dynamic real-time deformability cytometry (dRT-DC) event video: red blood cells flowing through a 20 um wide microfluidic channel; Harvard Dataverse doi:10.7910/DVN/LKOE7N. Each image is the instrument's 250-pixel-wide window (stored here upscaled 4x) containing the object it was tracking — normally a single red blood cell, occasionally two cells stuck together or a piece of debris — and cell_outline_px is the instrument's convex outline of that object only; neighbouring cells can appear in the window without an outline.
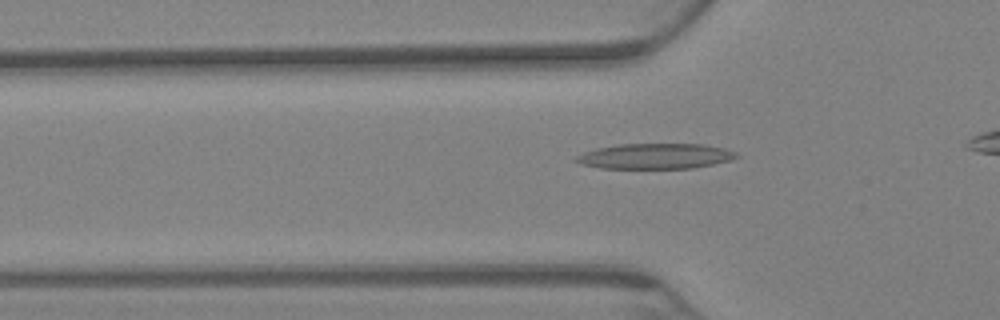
{"species": "Egyptian fruit bat (a non-hibernating species)", "species_latin": "Rousettus aegyptiacus", "temperature_condition": "warm", "stored_images_in_passage": 49, "camera_frame_rate_fps": 3000, "um_per_image_px": 0.085, "animal": {"sex": "female"}, "frame": {"image": 1, "passage_image": 12, "time_ms": 3.667, "image_size_px": [1000, 320], "cell_outline_px": [[740, 156], [732, 160], [692, 168], [600, 168], [580, 164], [572, 160], [576, 156], [584, 152], [596, 148], [620, 144], [704, 144], [724, 148], [736, 152]], "centroid_in_image_um": [55.68, 13.27], "position_along_channel_um": 70.1, "area_um2": 23.81}}
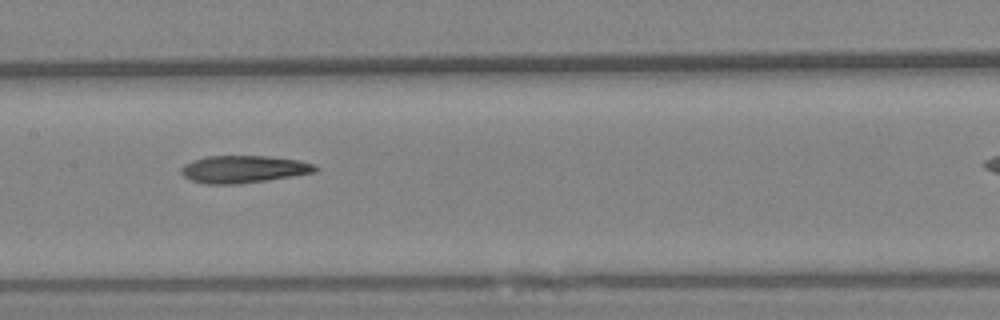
{"frame": {"image": 2, "passage_image": 24, "time_ms": 7.667, "image_size_px": [1000, 320], "cell_outline_px": [[320, 168], [316, 172], [292, 176], [236, 184], [208, 184], [192, 180], [184, 176], [180, 172], [180, 168], [184, 164], [192, 160], [208, 156], [268, 156], [296, 160], [316, 164]], "centroid_in_image_um": [20.7, 14.37], "position_along_channel_um": 186.7, "area_um2": 21.27}}
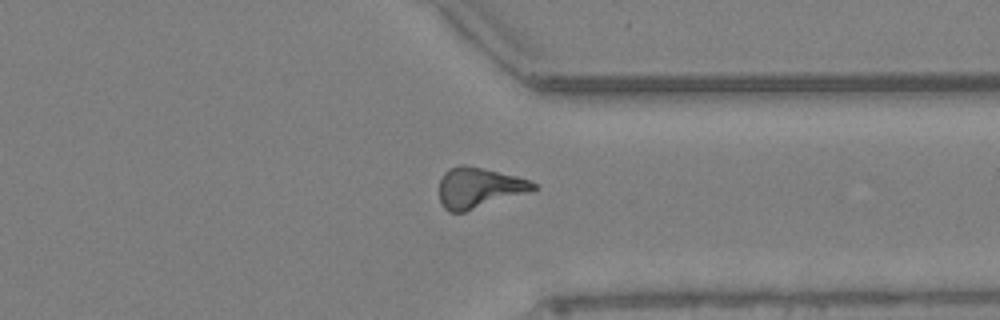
{"frame": {"image": 3, "passage_image": 43, "time_ms": 14.0, "image_size_px": [1000, 320], "cell_outline_px": [[540, 188], [464, 212], [448, 212], [440, 204], [440, 180], [444, 172], [448, 168], [460, 164], [464, 164], [516, 176], [528, 180], [536, 184]], "centroid_in_image_um": [40.67, 15.95], "position_along_channel_um": 370.7, "area_um2": 22.02}}